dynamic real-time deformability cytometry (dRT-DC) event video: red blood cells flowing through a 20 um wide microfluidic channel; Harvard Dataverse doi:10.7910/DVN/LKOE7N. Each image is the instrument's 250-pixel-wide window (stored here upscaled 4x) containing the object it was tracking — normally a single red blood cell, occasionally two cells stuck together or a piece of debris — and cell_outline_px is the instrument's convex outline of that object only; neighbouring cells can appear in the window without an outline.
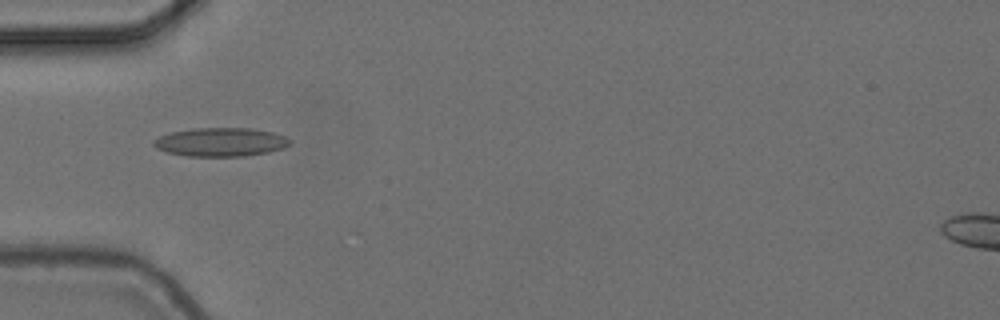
{"species": "common noctule bat (a hibernating species)", "species_latin": "Nyctalus noctula", "temperature_condition": "cold", "stored_images_in_passage": 6, "camera_frame_rate_fps": 3000, "um_per_image_px": 0.085, "animal": {"sex": "female", "body_mass_g": 24.6, "forearm_length_mm": 56.2}, "frame": {"image": 1, "passage_image": 1, "time_ms": 0.0, "image_size_px": [1000, 320], "cell_outline_px": [[292, 144], [284, 148], [268, 152], [244, 156], [188, 156], [168, 152], [156, 148], [152, 144], [152, 140], [160, 136], [172, 132], [192, 128], [252, 128], [272, 132], [288, 136], [292, 140]], "centroid_in_image_um": [18.81, 12.07], "position_along_channel_um": 66.2, "area_um2": 22.95}}
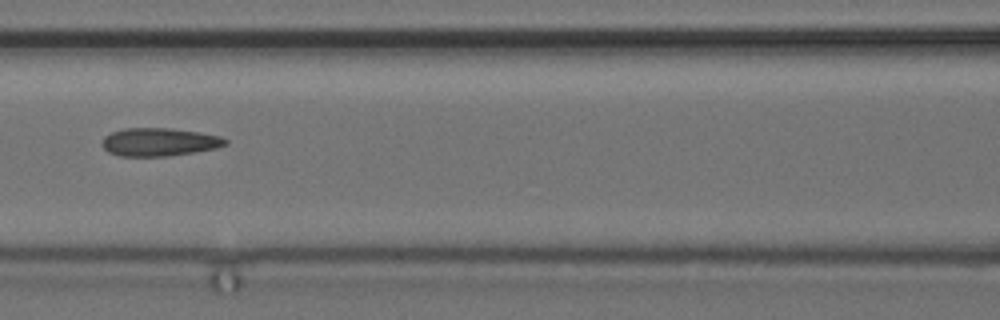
{"frame": {"image": 2, "passage_image": 3, "time_ms": 0.667, "image_size_px": [1000, 320], "cell_outline_px": [[228, 144], [216, 148], [196, 152], [168, 156], [120, 156], [108, 152], [104, 148], [104, 136], [112, 132], [124, 128], [172, 128], [200, 132], [220, 136], [228, 140]], "centroid_in_image_um": [13.58, 12.07], "position_along_channel_um": 153.0, "area_um2": 20.23}}
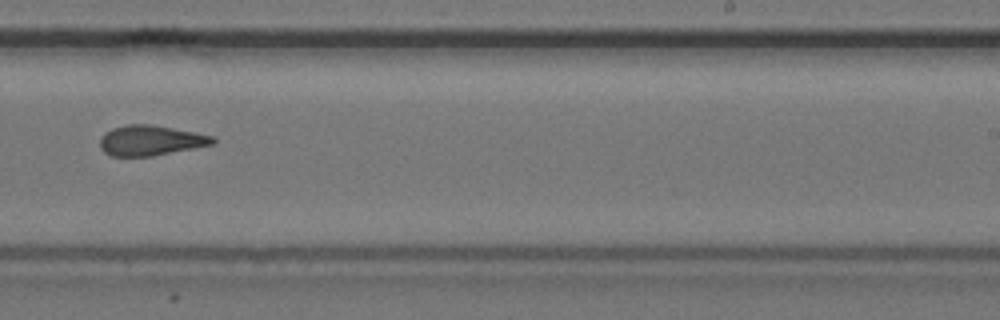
{"frame": {"image": 3, "passage_image": 6, "time_ms": 1.667, "image_size_px": [1000, 320], "cell_outline_px": [[216, 140], [212, 144], [152, 156], [112, 156], [104, 152], [100, 148], [100, 140], [104, 132], [112, 128], [128, 124], [148, 124], [172, 128], [212, 136]], "centroid_in_image_um": [12.73, 11.94], "position_along_channel_um": 276.3, "area_um2": 19.54}}